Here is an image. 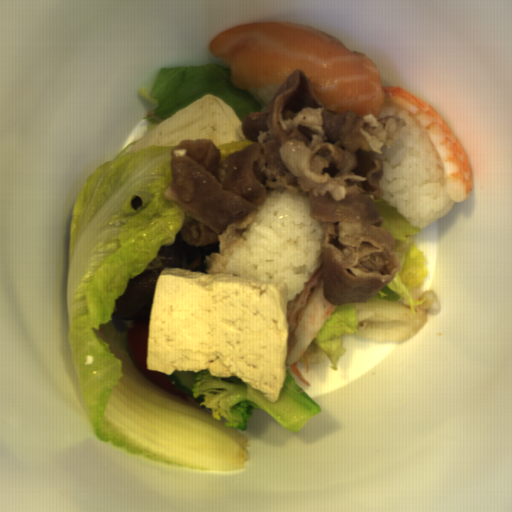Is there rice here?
<instances>
[{"mask_svg":"<svg viewBox=\"0 0 512 512\" xmlns=\"http://www.w3.org/2000/svg\"><path fill=\"white\" fill-rule=\"evenodd\" d=\"M312 208L306 195L270 188L219 274L284 282L287 302L296 297L322 263L327 230Z\"/></svg>","mask_w":512,"mask_h":512,"instance_id":"rice-1","label":"rice"},{"mask_svg":"<svg viewBox=\"0 0 512 512\" xmlns=\"http://www.w3.org/2000/svg\"><path fill=\"white\" fill-rule=\"evenodd\" d=\"M400 116L406 123L390 148L382 147V198L411 226L424 229L450 213L455 201L444 189L445 168L424 129L407 111L384 104L376 118Z\"/></svg>","mask_w":512,"mask_h":512,"instance_id":"rice-2","label":"rice"},{"mask_svg":"<svg viewBox=\"0 0 512 512\" xmlns=\"http://www.w3.org/2000/svg\"><path fill=\"white\" fill-rule=\"evenodd\" d=\"M284 82H270L261 86L243 87L247 93L266 109Z\"/></svg>","mask_w":512,"mask_h":512,"instance_id":"rice-3","label":"rice"},{"mask_svg":"<svg viewBox=\"0 0 512 512\" xmlns=\"http://www.w3.org/2000/svg\"><path fill=\"white\" fill-rule=\"evenodd\" d=\"M211 253H219L220 254V242H217L215 244H209L208 247L204 251V257L205 259L211 254Z\"/></svg>","mask_w":512,"mask_h":512,"instance_id":"rice-4","label":"rice"}]
</instances>
